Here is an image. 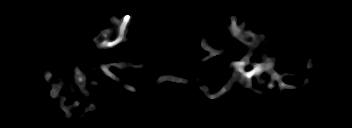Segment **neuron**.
Listing matches in <instances>:
<instances>
[{
	"instance_id": "neuron-1",
	"label": "neuron",
	"mask_w": 352,
	"mask_h": 128,
	"mask_svg": "<svg viewBox=\"0 0 352 128\" xmlns=\"http://www.w3.org/2000/svg\"><path fill=\"white\" fill-rule=\"evenodd\" d=\"M132 15H124L121 19H118L117 17L113 16L110 18V20L116 24V36L115 39L112 41H109V37L112 35V28H106L104 30H102L100 32V34L93 38V41L95 42L96 46L100 49H106V48H113L115 46H117L118 44L127 41L126 35L128 34V27L131 24V20H132ZM228 18L231 20V25L229 26V31L231 32L232 36H234L236 39H238L239 41L243 42L244 44L248 45L249 47H251L252 49H255L256 47H258L260 45V37L259 35L253 34L250 31H243V28L245 26V21L247 20V17L243 20V24H241L240 26L237 25V17L235 16H231L229 15ZM201 47L203 50L208 51L210 54L209 56L201 59V62H204L208 59H210L211 57L215 56V55H219L221 53H226L227 50H216L214 48H212L211 46H209L206 43L205 39H202L201 41ZM253 52L250 51L248 53V55H246L242 60H240L239 62H232L230 64V67L232 66L234 68V72L232 74V78L229 79L230 82L225 85L219 92L215 93V94H209L208 88L206 86H202L201 84H199V89L203 90L206 93V97H208L209 99H215L218 98L222 95H224L225 93H227V91L230 89L232 83L234 81H236L237 79H240V83L243 84L245 82L246 86L251 88L253 92L258 93L263 95V92L260 93V91L254 89L252 87V77L255 76L256 79L260 80V75L263 72H268L271 74V80L273 81H278L279 83V87L281 89L283 88H288V89H292L293 86L291 85H287L285 83L282 82V77H284L287 73H283L281 75H279L274 69V65H275V57H272L271 59H265L264 63H252L253 69H251L249 72L245 71V67L250 63V58L252 56ZM110 66H114L117 68H122V67H130L133 66V64L131 62L128 63H109L108 65H104L102 64L101 70L104 72L105 76H108L110 78H112L115 81H118L119 78L116 77L112 72L109 71V67ZM314 65L311 63V58L308 60L307 62V68L311 69ZM75 74V82L77 84V86L81 89L82 92L86 93V89L84 88L86 86V77L85 75L80 71V69L78 67L75 68L74 71ZM52 76V74L50 72H46L45 73V80L46 82L49 81L50 77ZM166 80L169 81H173V82H177V83H190V80L184 79V78H179V77H175V76H161L158 80L157 83H162ZM270 82V84L268 85L269 88H273V83ZM62 86L59 85H54L53 88L50 91V95L52 98H57L58 92L61 90ZM124 88L130 90L131 92L135 93V89L131 86H129L128 84H124ZM66 100V97H60V104H61V108L63 111H67L69 109H71L73 106L78 107L80 105L79 101H75L74 105H68V106H64V101ZM95 105H93L92 103H90L89 108H86L85 111H94L95 110ZM67 118H70L72 116V114L66 113L65 115Z\"/></svg>"
}]
</instances>
